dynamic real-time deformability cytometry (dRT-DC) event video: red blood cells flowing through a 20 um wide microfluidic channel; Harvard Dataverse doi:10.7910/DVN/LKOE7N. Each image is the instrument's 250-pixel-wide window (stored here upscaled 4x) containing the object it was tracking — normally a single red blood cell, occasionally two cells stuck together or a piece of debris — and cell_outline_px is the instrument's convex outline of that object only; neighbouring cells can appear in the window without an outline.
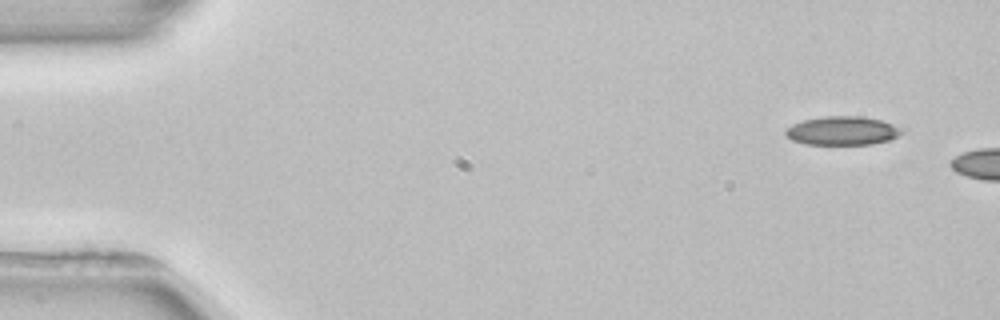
{"species": "common noctule bat (a hibernating species)", "species_latin": "Nyctalus noctula", "temperature_condition": "room temperature", "stored_images_in_passage": 2, "camera_frame_rate_fps": 3000, "um_per_image_px": 0.085, "animal": {"sex": "female", "body_mass_g": 22.7, "forearm_length_mm": 54.2}, "frame": {"image": 1, "passage_image": 1, "time_ms": 0.0, "image_size_px": [1000, 320], "cell_outline_px": [[904, 132], [888, 140], [872, 144], [804, 144], [792, 140], [784, 132], [792, 124], [804, 120], [824, 116], [860, 116], [880, 120], [904, 128]], "centroid_in_image_um": [71.61, 11.11], "position_along_channel_um": 13.4, "area_um2": 19.31}}